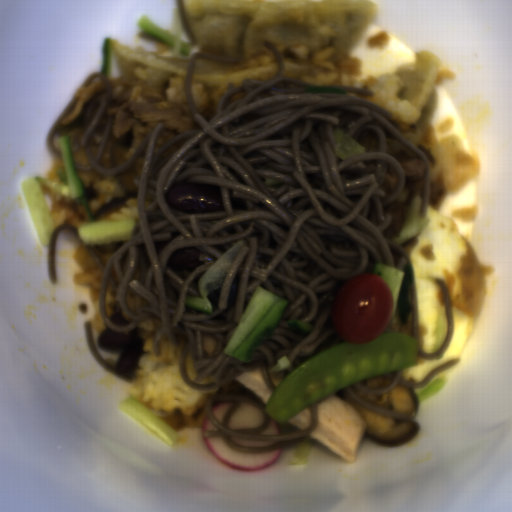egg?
<instances>
[{
    "instance_id": "2799bb9f",
    "label": "egg",
    "mask_w": 512,
    "mask_h": 512,
    "mask_svg": "<svg viewBox=\"0 0 512 512\" xmlns=\"http://www.w3.org/2000/svg\"><path fill=\"white\" fill-rule=\"evenodd\" d=\"M454 335L446 353L439 359H425L418 355L415 366L404 369L403 378L409 381L410 377L418 382H423L428 372L434 368L452 360L457 359L467 346L474 331L475 323L464 312L451 304Z\"/></svg>"
},
{
    "instance_id": "d2b9013d",
    "label": "egg",
    "mask_w": 512,
    "mask_h": 512,
    "mask_svg": "<svg viewBox=\"0 0 512 512\" xmlns=\"http://www.w3.org/2000/svg\"><path fill=\"white\" fill-rule=\"evenodd\" d=\"M426 216L425 228L400 247L408 252L416 288L417 345L430 354L441 348L448 333L442 288L434 279L445 282L450 301L461 292L459 269L468 253L469 242L453 220L428 203Z\"/></svg>"
}]
</instances>
